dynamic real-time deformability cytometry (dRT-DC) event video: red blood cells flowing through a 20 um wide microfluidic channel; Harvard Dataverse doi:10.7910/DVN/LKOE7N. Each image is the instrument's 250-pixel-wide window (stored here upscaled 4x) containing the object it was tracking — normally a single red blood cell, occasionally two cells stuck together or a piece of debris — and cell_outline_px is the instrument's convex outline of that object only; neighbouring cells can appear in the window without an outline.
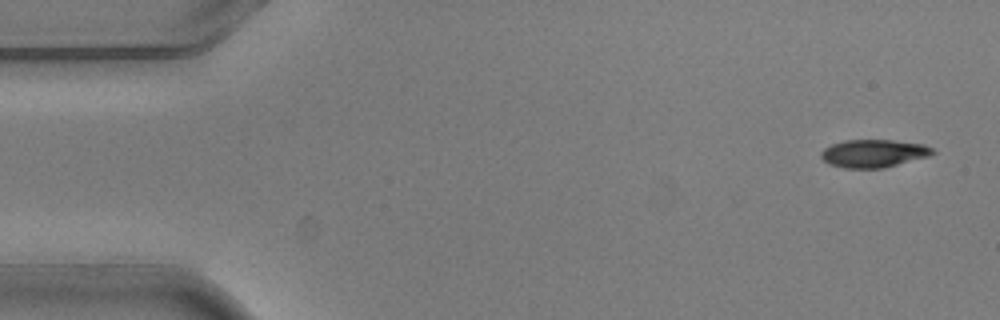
{"species": "common noctule bat (a hibernating species)", "species_latin": "Nyctalus noctula", "temperature_condition": "warm", "stored_images_in_passage": 4, "camera_frame_rate_fps": 3000, "um_per_image_px": 0.085, "animal": {"sex": "male", "body_mass_g": 20.5, "forearm_length_mm": 52.5}, "frame": {"image": 1, "passage_image": 1, "time_ms": 0.0, "image_size_px": [1000, 320], "cell_outline_px": [[936, 152], [928, 156], [884, 168], [844, 168], [828, 164], [820, 156], [820, 152], [824, 148], [832, 144], [844, 140], [892, 140], [924, 144], [932, 148]], "centroid_in_image_um": [74.23, 13.04], "position_along_channel_um": 10.8, "area_um2": 18.15}}
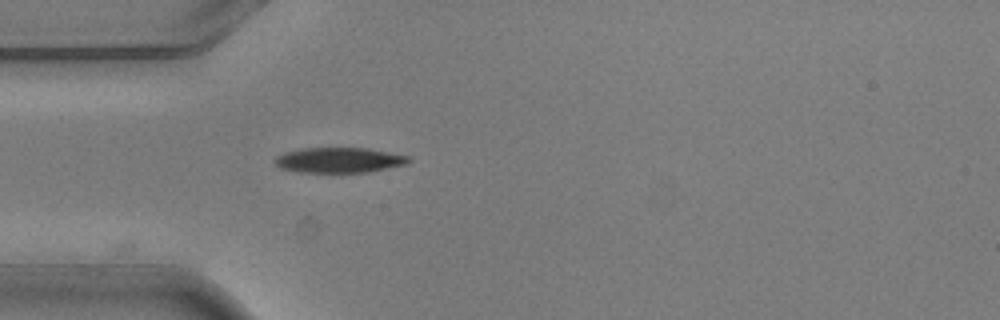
{"frame": {"image": 2, "passage_image": 4, "time_ms": 1.0, "image_size_px": [1000, 320], "cell_outline_px": [[412, 160], [408, 164], [368, 172], [296, 172], [280, 168], [272, 160], [276, 156], [284, 152], [300, 148], [368, 148], [408, 156]], "centroid_in_image_um": [28.8, 13.61], "position_along_channel_um": 56.2, "area_um2": 19.83}}